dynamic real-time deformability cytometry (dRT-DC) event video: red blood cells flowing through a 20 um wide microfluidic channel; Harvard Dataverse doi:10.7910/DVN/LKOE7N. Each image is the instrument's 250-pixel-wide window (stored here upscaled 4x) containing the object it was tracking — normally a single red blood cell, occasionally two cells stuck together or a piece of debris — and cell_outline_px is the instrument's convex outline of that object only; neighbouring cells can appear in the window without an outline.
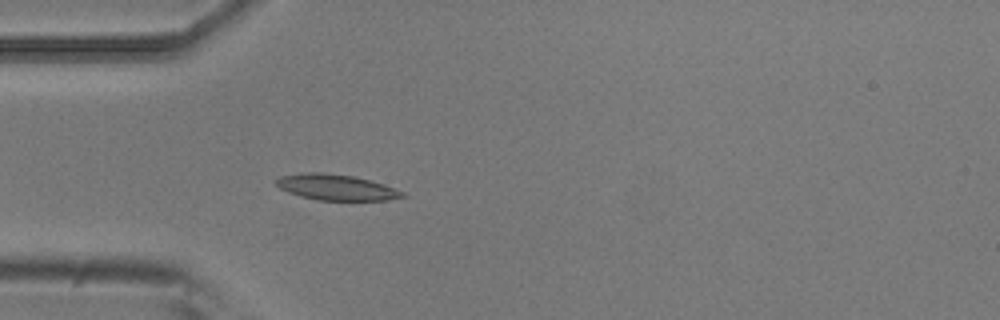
{"species": "common noctule bat (a hibernating species)", "species_latin": "Nyctalus noctula", "temperature_condition": "room temperature", "stored_images_in_passage": 4, "camera_frame_rate_fps": 3000, "um_per_image_px": 0.085, "animal": {"sex": "male", "body_mass_g": 20.5, "forearm_length_mm": 52.5}, "frame": {"image": 1, "passage_image": 4, "time_ms": 1.0, "image_size_px": [1000, 320], "cell_outline_px": [[408, 196], [388, 200], [316, 200], [300, 196], [288, 192], [280, 188], [276, 184], [276, 180], [280, 176], [308, 172], [324, 172], [352, 176], [384, 184], [404, 192]], "centroid_in_image_um": [28.59, 15.92], "position_along_channel_um": 56.4, "area_um2": 18.9}}